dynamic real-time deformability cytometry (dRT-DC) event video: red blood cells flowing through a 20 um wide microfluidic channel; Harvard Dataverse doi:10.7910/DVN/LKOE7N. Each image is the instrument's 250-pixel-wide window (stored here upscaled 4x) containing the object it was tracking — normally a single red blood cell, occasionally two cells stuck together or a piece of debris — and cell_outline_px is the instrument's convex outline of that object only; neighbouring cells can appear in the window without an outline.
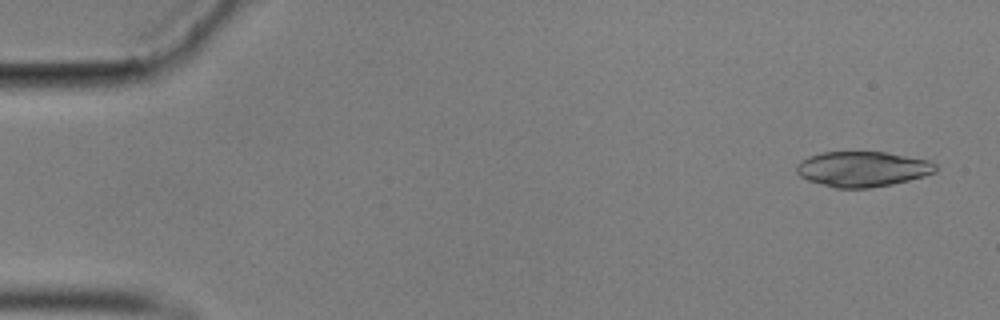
{"species": "common noctule bat (a hibernating species)", "species_latin": "Nyctalus noctula", "temperature_condition": "cold", "stored_images_in_passage": 55, "camera_frame_rate_fps": 3000, "um_per_image_px": 0.085, "animal": {"sex": "male", "body_mass_g": 17.9}, "frame": {"image": 1, "passage_image": 3, "time_ms": 0.667, "image_size_px": [1000, 320], "cell_outline_px": [[936, 172], [924, 176], [892, 184], [868, 188], [836, 188], [808, 180], [800, 176], [796, 172], [796, 164], [800, 160], [808, 156], [824, 152], [888, 152], [932, 160], [936, 164]], "centroid_in_image_um": [73.33, 14.35], "position_along_channel_um": 11.7, "area_um2": 28.78}}